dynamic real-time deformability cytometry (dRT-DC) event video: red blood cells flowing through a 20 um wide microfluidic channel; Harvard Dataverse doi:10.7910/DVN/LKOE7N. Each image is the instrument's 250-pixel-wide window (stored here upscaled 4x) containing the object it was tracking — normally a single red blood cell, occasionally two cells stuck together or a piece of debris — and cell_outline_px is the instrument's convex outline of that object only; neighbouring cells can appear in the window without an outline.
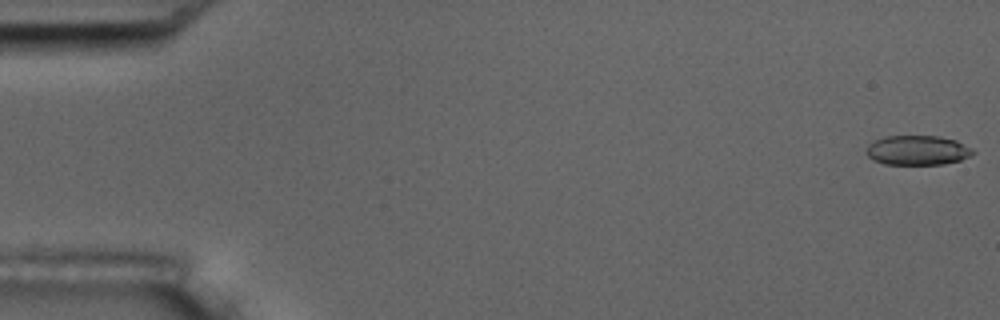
{"species": "common noctule bat (a hibernating species)", "species_latin": "Nyctalus noctula", "temperature_condition": "room temperature", "stored_images_in_passage": 7, "camera_frame_rate_fps": 3000, "um_per_image_px": 0.085, "animal": {"sex": "male", "body_mass_g": 17.5, "forearm_length_mm": 52.3}, "frame": {"image": 1, "passage_image": 1, "time_ms": 0.0, "image_size_px": [1000, 320], "cell_outline_px": [[976, 152], [972, 156], [960, 160], [944, 164], [884, 164], [872, 160], [864, 152], [868, 144], [872, 140], [884, 136], [940, 136], [956, 140], [972, 148]], "centroid_in_image_um": [77.97, 12.77], "position_along_channel_um": 7.0, "area_um2": 18.73}}
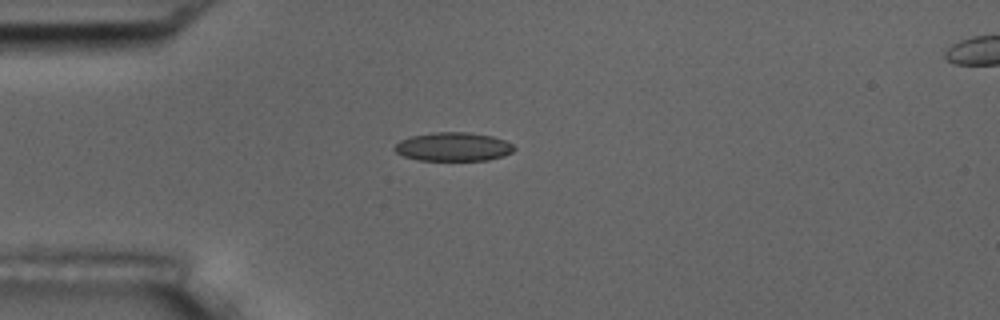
{"frame": {"image": 2, "passage_image": 5, "time_ms": 4.667, "image_size_px": [1000, 320], "cell_outline_px": [[516, 148], [512, 152], [504, 156], [488, 160], [420, 160], [404, 156], [396, 152], [392, 148], [400, 140], [412, 136], [436, 132], [468, 132], [492, 136], [504, 140], [512, 144]], "centroid_in_image_um": [38.54, 12.47], "position_along_channel_um": 46.5, "area_um2": 19.94}}